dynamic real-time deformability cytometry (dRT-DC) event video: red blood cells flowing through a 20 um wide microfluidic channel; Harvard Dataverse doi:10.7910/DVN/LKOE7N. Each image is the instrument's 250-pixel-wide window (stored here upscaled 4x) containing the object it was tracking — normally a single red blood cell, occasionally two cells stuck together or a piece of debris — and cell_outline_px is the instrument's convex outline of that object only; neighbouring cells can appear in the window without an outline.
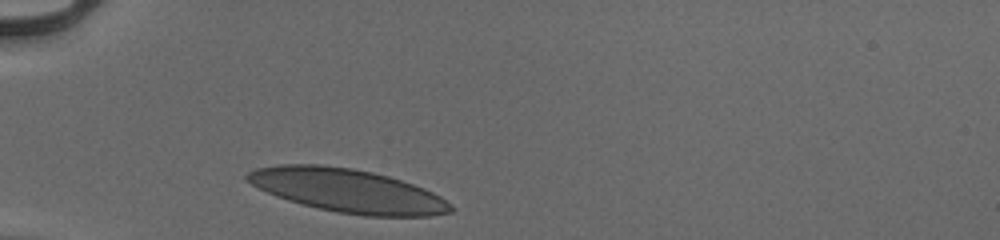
{"species": "human", "species_latin": "Homo sapiens", "temperature_condition": "cold", "stored_images_in_passage": 28, "camera_frame_rate_fps": 3000, "um_per_image_px": 0.085, "donor": {"sex": "male"}, "frame": {"image": 1, "passage_image": 1, "time_ms": 0.0, "image_size_px": [1000, 240], "cell_outline_px": [[456, 208], [452, 212], [428, 216], [364, 216], [336, 212], [288, 200], [276, 196], [244, 180], [244, 176], [248, 172], [256, 168], [280, 164], [316, 164], [352, 168], [372, 172], [388, 176], [424, 188], [440, 196], [452, 204]], "centroid_in_image_um": [29.56, 16.2], "position_along_channel_um": 55.4, "area_um2": 51.44}}
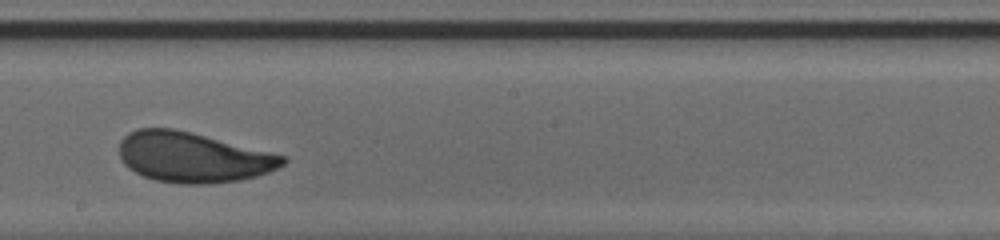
{"frame": {"image": 2, "passage_image": 16, "time_ms": 5.0, "image_size_px": [1000, 240], "cell_outline_px": [[288, 160], [284, 164], [268, 172], [256, 176], [240, 180], [212, 184], [180, 184], [156, 180], [144, 176], [128, 168], [120, 160], [120, 140], [128, 132], [136, 128], [172, 128], [284, 156]], "centroid_in_image_um": [16.34, 13.38], "position_along_channel_um": 231.9, "area_um2": 47.34}}
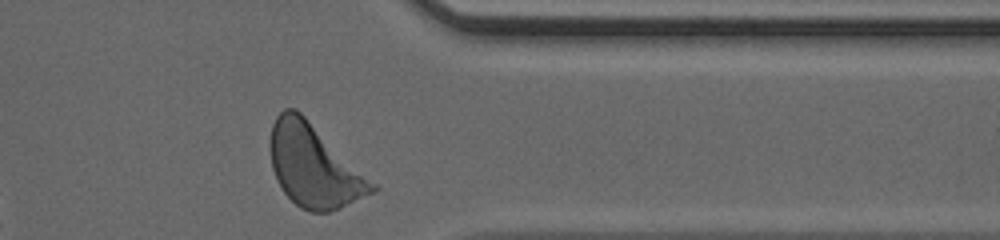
{"frame": {"image": 3, "passage_image": 28, "time_ms": 9.0, "image_size_px": [1000, 240], "cell_outline_px": [[380, 188], [376, 192], [340, 208], [328, 212], [312, 212], [300, 208], [284, 192], [276, 180], [272, 168], [268, 148], [268, 144], [272, 124], [276, 116], [284, 108], [296, 108], [376, 184]], "centroid_in_image_um": [26.66, 14.11], "position_along_channel_um": 384.7, "area_um2": 48.96}, "authors_computed_cell_mechanics": {"area_um2": 47.8584, "velocity_mm_per_s": 3.9196, "shape_relaxation_time_tau1_ms": 2.7328, "shape_relaxation_time_tau2_ms": 0.8309, "deformation_change_tau1": 0.1233, "deformation_change_tau2": 0.0614}}